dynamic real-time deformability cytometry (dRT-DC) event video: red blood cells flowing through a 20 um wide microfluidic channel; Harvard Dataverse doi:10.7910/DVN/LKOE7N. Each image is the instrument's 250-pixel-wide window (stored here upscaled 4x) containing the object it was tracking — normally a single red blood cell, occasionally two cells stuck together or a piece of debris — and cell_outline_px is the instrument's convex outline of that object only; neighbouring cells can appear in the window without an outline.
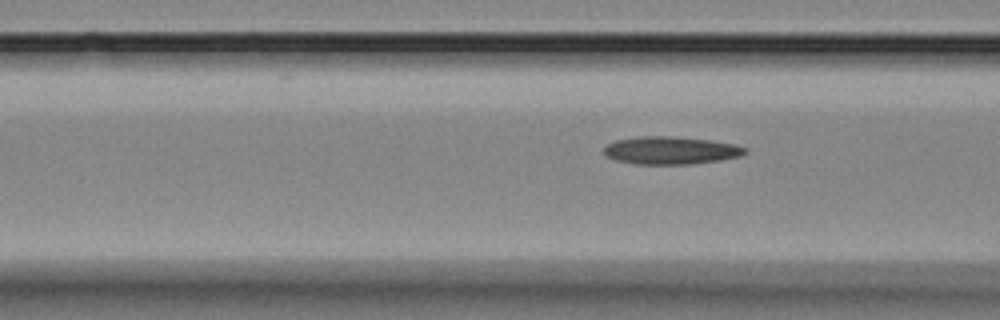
{"species": "Egyptian fruit bat (a non-hibernating species)", "species_latin": "Rousettus aegyptiacus", "temperature_condition": "room temperature", "stored_images_in_passage": 5, "camera_frame_rate_fps": 3000, "um_per_image_px": 0.085, "animal": {"sex": "female"}, "frame": {"image": 1, "passage_image": 5, "time_ms": 4.667, "image_size_px": [1000, 320], "cell_outline_px": [[748, 152], [740, 156], [720, 160], [692, 164], [636, 164], [616, 160], [604, 156], [604, 148], [608, 144], [616, 140], [636, 136], [672, 136], [712, 140], [736, 144], [748, 148]], "centroid_in_image_um": [57.04, 12.78], "position_along_channel_um": 109.6, "area_um2": 23.06}}